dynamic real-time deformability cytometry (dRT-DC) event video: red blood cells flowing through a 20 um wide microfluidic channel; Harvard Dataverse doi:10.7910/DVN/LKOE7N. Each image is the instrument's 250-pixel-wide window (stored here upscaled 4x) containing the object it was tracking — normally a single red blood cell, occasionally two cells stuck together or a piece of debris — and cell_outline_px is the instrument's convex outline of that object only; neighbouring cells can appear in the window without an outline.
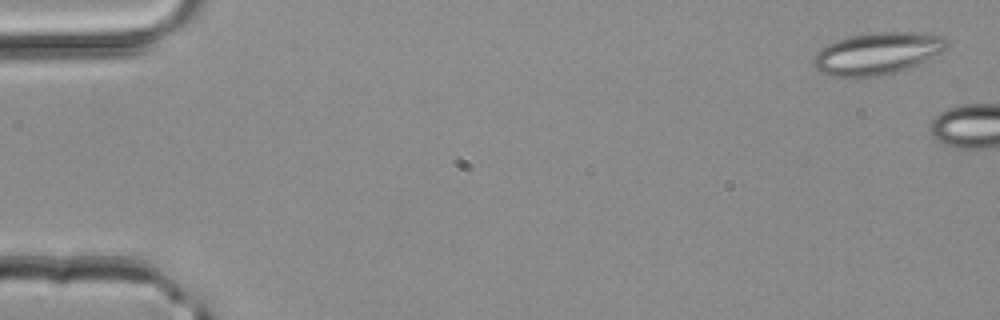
{"species": "common noctule bat (a hibernating species)", "species_latin": "Nyctalus noctula", "temperature_condition": "room temperature", "stored_images_in_passage": 5, "camera_frame_rate_fps": 3000, "um_per_image_px": 0.085, "animal": {"sex": "male", "body_mass_g": 20.4}, "frame": {"image": 1, "passage_image": 1, "time_ms": 0.0, "image_size_px": [1000, 320], "cell_outline_px": [[948, 48], [924, 64], [896, 72], [876, 76], [832, 76], [820, 72], [812, 64], [812, 60], [816, 52], [820, 48], [836, 40], [848, 36], [872, 32], [924, 32], [944, 36], [948, 40]], "centroid_in_image_um": [74.64, 4.53], "position_along_channel_um": 10.4, "area_um2": 33.29}}